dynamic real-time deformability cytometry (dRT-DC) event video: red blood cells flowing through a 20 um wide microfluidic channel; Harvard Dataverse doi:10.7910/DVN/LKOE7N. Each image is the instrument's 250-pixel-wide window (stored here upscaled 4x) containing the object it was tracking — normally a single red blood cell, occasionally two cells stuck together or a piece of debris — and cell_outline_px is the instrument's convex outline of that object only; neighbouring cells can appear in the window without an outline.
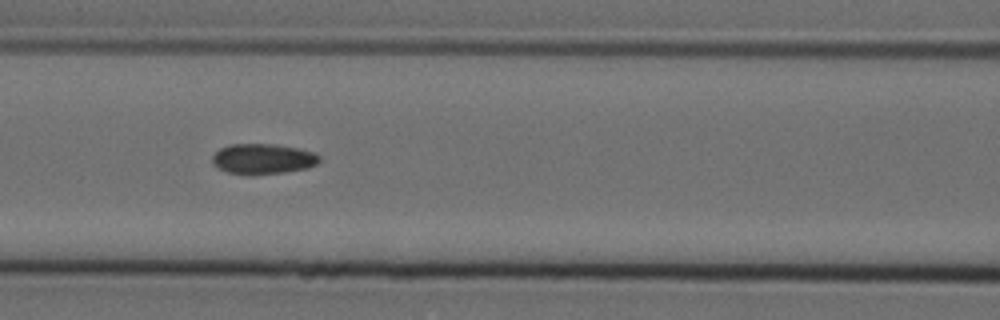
{"species": "Egyptian fruit bat (a non-hibernating species)", "species_latin": "Rousettus aegyptiacus", "temperature_condition": "cold", "stored_images_in_passage": 6, "camera_frame_rate_fps": 3000, "um_per_image_px": 0.085, "animal": {"sex": "female"}, "frame": {"image": 1, "passage_image": 6, "time_ms": 1.667, "image_size_px": [1000, 320], "cell_outline_px": [[320, 160], [316, 164], [308, 168], [284, 172], [252, 176], [248, 176], [228, 172], [212, 164], [212, 156], [220, 148], [228, 144], [276, 144], [300, 148], [316, 152], [320, 156]], "centroid_in_image_um": [22.36, 13.51], "position_along_channel_um": 144.2, "area_um2": 19.36}}